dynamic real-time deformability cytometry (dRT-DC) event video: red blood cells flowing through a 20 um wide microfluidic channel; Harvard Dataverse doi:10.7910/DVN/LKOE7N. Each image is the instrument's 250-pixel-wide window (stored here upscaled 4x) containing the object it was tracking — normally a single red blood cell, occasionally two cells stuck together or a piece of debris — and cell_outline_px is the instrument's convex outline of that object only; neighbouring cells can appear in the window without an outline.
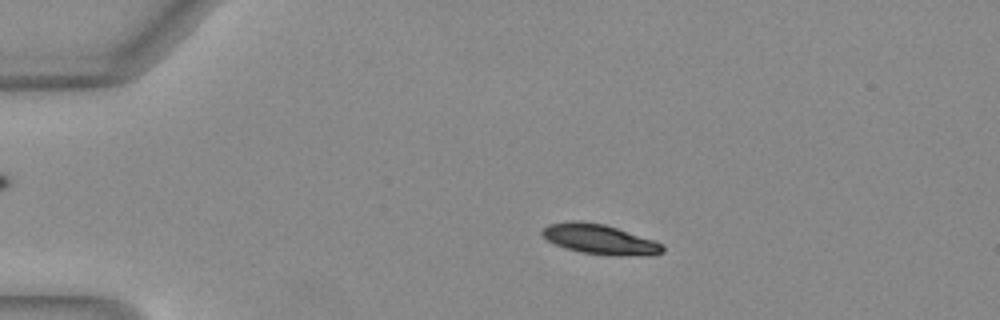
{"species": "Egyptian fruit bat (a non-hibernating species)", "species_latin": "Rousettus aegyptiacus", "temperature_condition": "warm", "stored_images_in_passage": 41, "camera_frame_rate_fps": 3000, "um_per_image_px": 0.085, "animal": {"sex": "female"}, "frame": {"image": 1, "passage_image": 1, "time_ms": 0.0, "image_size_px": [1000, 320], "cell_outline_px": [[664, 252], [652, 256], [620, 256], [580, 252], [564, 248], [548, 240], [540, 232], [548, 224], [568, 220], [580, 220], [604, 224], [664, 244]], "centroid_in_image_um": [50.99, 20.34], "position_along_channel_um": 34.0, "area_um2": 21.1}}
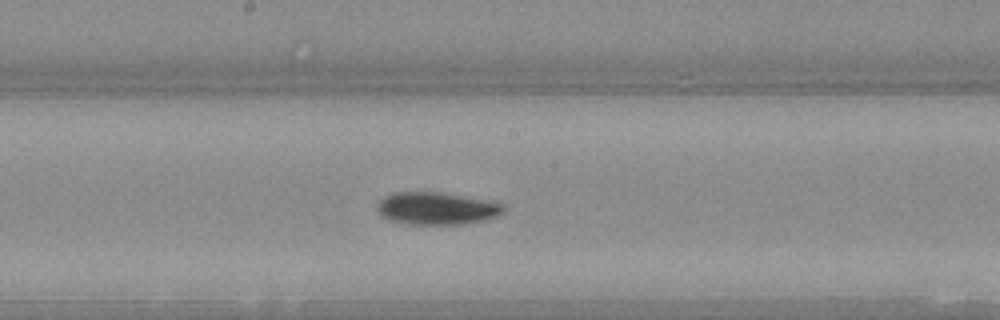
{"frame": {"image": 2, "passage_image": 18, "time_ms": 5.667, "image_size_px": [1000, 320], "cell_outline_px": [[504, 212], [496, 216], [464, 224], [408, 224], [388, 220], [376, 208], [376, 204], [384, 196], [392, 192], [444, 192], [484, 200], [500, 204], [504, 208]], "centroid_in_image_um": [37.04, 17.7], "position_along_channel_um": 211.2, "area_um2": 23.64}}
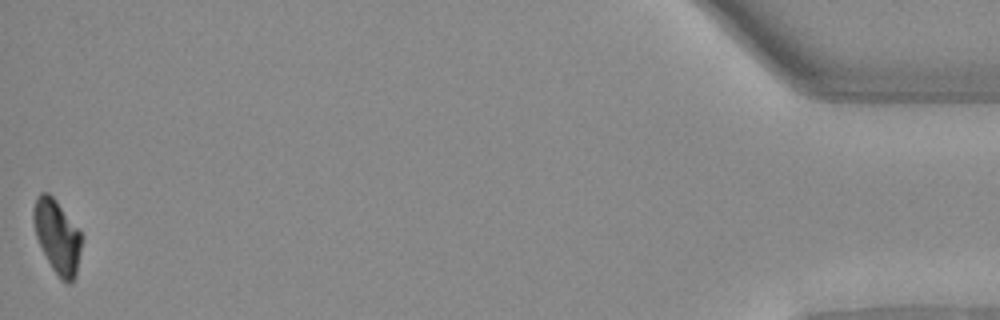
{"frame": {"image": 3, "passage_image": 41, "time_ms": 13.333, "image_size_px": [1000, 320], "cell_outline_px": [[84, 236], [76, 276], [68, 284], [60, 280], [52, 268], [36, 236], [32, 216], [32, 212], [36, 196], [40, 192], [48, 192], [56, 200]], "centroid_in_image_um": [4.88, 20.1], "position_along_channel_um": 430.3, "area_um2": 20.75}, "authors_computed_cell_mechanics": {"area_um2": 22.3686, "velocity_mm_per_s": 4.0546, "shape_relaxation_time_tau1_ms": 4.2461, "shape_relaxation_time_tau2_ms": null, "deformation_change_tau1": 0.1596, "deformation_change_tau2": null}}